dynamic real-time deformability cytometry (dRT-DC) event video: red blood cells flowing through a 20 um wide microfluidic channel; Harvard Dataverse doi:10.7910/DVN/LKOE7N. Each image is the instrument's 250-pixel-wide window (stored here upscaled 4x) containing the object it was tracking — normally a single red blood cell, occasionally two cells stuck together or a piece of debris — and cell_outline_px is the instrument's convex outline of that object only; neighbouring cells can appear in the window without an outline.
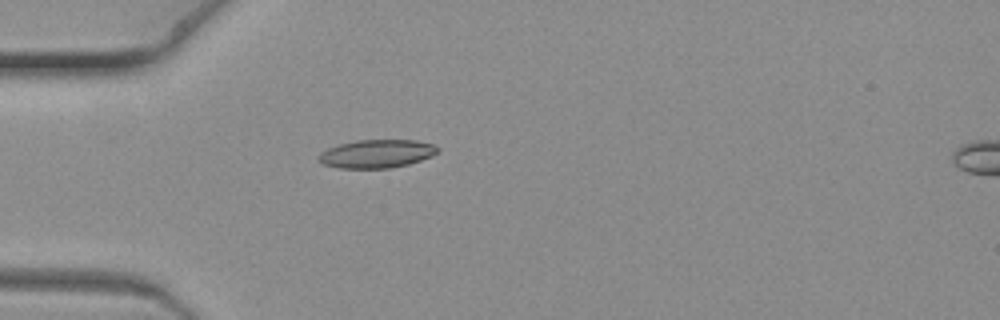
{"species": "common noctule bat (a hibernating species)", "species_latin": "Nyctalus noctula", "temperature_condition": "warm", "stored_images_in_passage": 9, "camera_frame_rate_fps": 3000, "um_per_image_px": 0.085, "animal": {"sex": "female", "body_mass_g": 19.3, "forearm_length_mm": 54.1}, "frame": {"image": 1, "passage_image": 6, "time_ms": 1.667, "image_size_px": [1000, 320], "cell_outline_px": [[440, 148], [432, 156], [408, 164], [388, 168], [340, 168], [324, 164], [316, 160], [316, 156], [320, 152], [328, 148], [340, 144], [356, 140], [416, 140], [432, 144]], "centroid_in_image_um": [31.98, 13.06], "position_along_channel_um": 53.0, "area_um2": 19.59}}
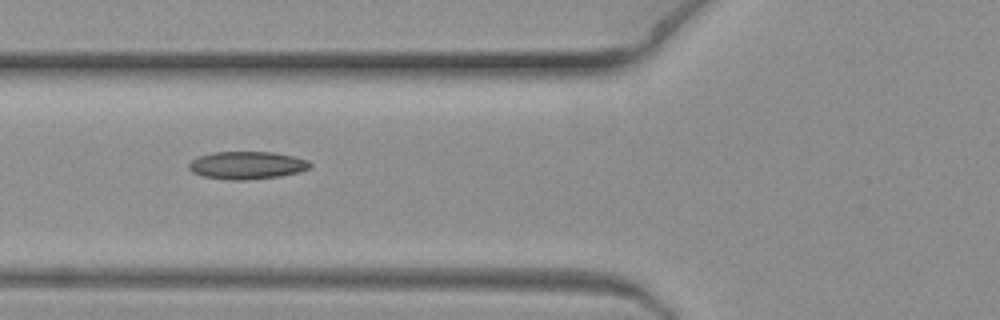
{"frame": {"image": 2, "passage_image": 8, "time_ms": 2.333, "image_size_px": [1000, 320], "cell_outline_px": [[312, 164], [308, 168], [296, 172], [280, 176], [248, 180], [228, 180], [204, 176], [192, 172], [188, 168], [188, 164], [192, 160], [200, 156], [212, 152], [272, 152], [292, 156], [308, 160]], "centroid_in_image_um": [20.96, 14.05], "position_along_channel_um": 104.8, "area_um2": 19.42}}